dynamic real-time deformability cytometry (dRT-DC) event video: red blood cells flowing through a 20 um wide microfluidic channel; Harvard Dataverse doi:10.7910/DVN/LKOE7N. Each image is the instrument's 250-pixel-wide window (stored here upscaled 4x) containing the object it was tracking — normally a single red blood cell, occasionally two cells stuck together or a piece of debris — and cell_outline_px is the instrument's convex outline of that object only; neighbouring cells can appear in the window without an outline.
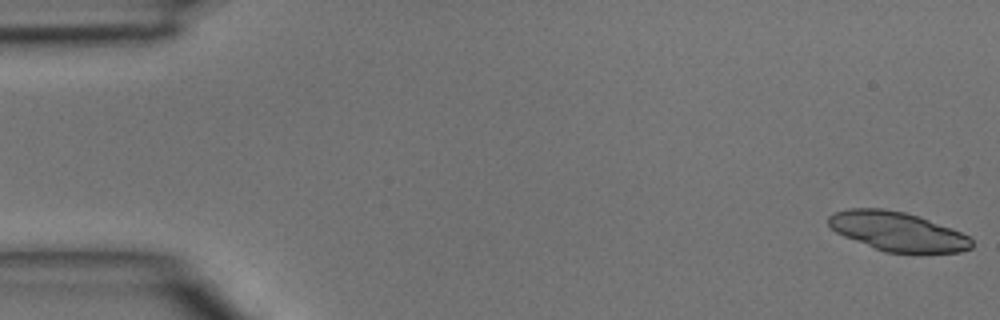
{"species": "common noctule bat (a hibernating species)", "species_latin": "Nyctalus noctula", "temperature_condition": "room temperature", "stored_images_in_passage": 5, "camera_frame_rate_fps": 3000, "um_per_image_px": 0.085, "animal": {"sex": "male", "body_mass_g": 15.6}, "frame": {"image": 1, "passage_image": 1, "time_ms": 0.0, "image_size_px": [1000, 320], "cell_outline_px": [[972, 248], [960, 252], [916, 256], [884, 252], [844, 236], [836, 232], [828, 224], [828, 216], [832, 212], [848, 208], [884, 208], [904, 212], [920, 216], [960, 232], [968, 236], [972, 240]], "centroid_in_image_um": [76.32, 19.71], "position_along_channel_um": 8.7, "area_um2": 33.58}}
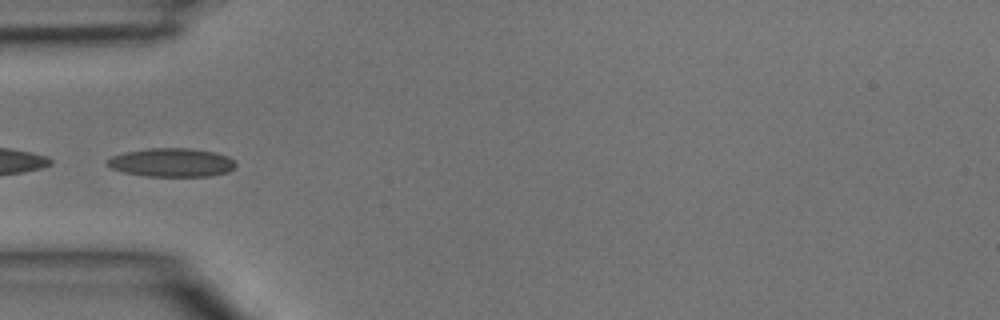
{"frame": {"image": 2, "passage_image": 5, "time_ms": 1.333, "image_size_px": [1000, 320], "cell_outline_px": [[236, 168], [228, 172], [212, 176], [144, 176], [124, 172], [112, 168], [104, 164], [104, 160], [112, 156], [124, 152], [148, 148], [192, 148], [212, 152], [228, 156], [236, 164]], "centroid_in_image_um": [14.56, 13.81], "position_along_channel_um": 70.4, "area_um2": 21.62}}